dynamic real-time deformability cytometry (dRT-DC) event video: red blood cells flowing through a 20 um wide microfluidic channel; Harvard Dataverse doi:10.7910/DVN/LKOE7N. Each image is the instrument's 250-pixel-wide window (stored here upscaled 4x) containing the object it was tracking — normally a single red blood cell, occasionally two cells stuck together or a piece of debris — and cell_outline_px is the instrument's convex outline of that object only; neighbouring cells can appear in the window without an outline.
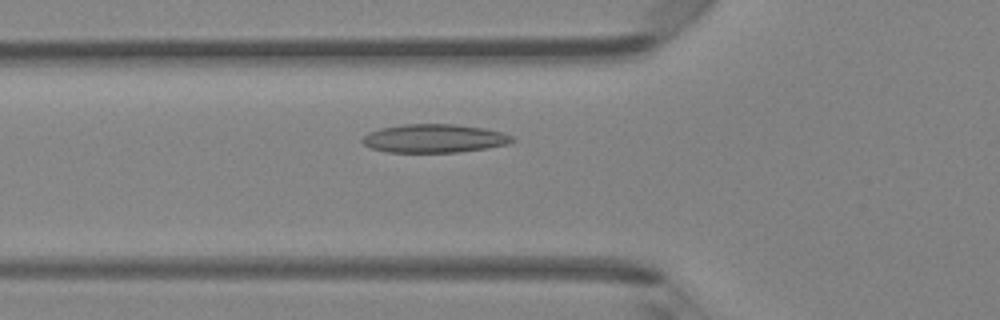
{"species": "Egyptian fruit bat (a non-hibernating species)", "species_latin": "Rousettus aegyptiacus", "temperature_condition": "room temperature", "stored_images_in_passage": 32, "camera_frame_rate_fps": 3000, "um_per_image_px": 0.085, "animal": {"sex": "female"}, "frame": {"image": 1, "passage_image": 7, "time_ms": 2.0, "image_size_px": [1000, 320], "cell_outline_px": [[516, 140], [508, 144], [484, 148], [456, 152], [388, 152], [372, 148], [364, 144], [360, 140], [368, 132], [380, 128], [404, 124], [456, 124], [484, 128], [500, 132], [512, 136]], "centroid_in_image_um": [36.89, 11.76], "position_along_channel_um": 88.9, "area_um2": 24.74}}
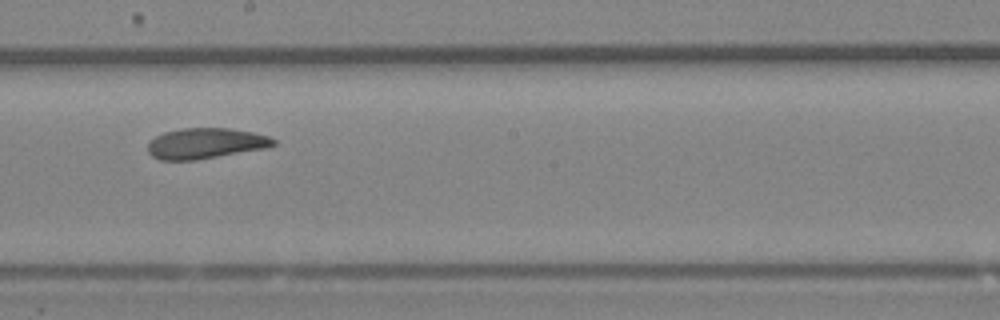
{"frame": {"image": 2, "passage_image": 17, "time_ms": 5.333, "image_size_px": [1000, 320], "cell_outline_px": [[276, 144], [264, 148], [196, 160], [160, 160], [152, 156], [148, 152], [148, 144], [156, 136], [164, 132], [180, 128], [228, 128], [252, 132], [268, 136], [276, 140]], "centroid_in_image_um": [17.45, 12.18], "position_along_channel_um": 230.8, "area_um2": 22.25}}
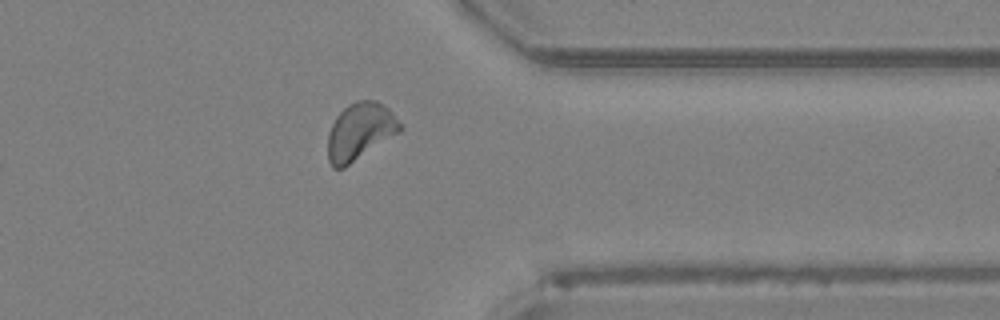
{"frame": {"image": 3, "passage_image": 28, "time_ms": 9.0, "image_size_px": [1000, 320], "cell_outline_px": [[404, 128], [400, 132], [344, 168], [332, 168], [328, 160], [328, 132], [336, 116], [348, 104], [356, 100], [376, 100], [388, 108]], "centroid_in_image_um": [30.59, 11.17], "position_along_channel_um": 380.8, "area_um2": 24.04}, "authors_computed_cell_mechanics": {"area_um2": 23.3223, "velocity_mm_per_s": 4.2773, "shape_relaxation_time_tau1_ms": 11.2285, "shape_relaxation_time_tau2_ms": 4.3911, "deformation_change_tau1": 0.2275, "deformation_change_tau2": 0.1052}}